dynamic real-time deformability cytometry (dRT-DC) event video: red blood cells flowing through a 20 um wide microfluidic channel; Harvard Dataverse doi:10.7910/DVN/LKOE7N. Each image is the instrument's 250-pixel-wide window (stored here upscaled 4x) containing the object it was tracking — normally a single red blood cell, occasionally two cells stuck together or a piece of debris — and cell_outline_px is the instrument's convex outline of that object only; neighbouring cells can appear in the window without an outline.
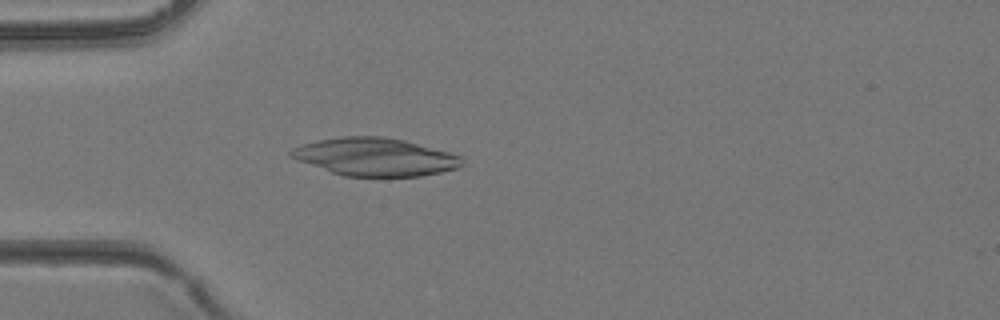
{"species": "common noctule bat (a hibernating species)", "species_latin": "Nyctalus noctula", "temperature_condition": "room temperature", "stored_images_in_passage": 39, "camera_frame_rate_fps": 3000, "um_per_image_px": 0.085, "animal": {"sex": "female", "body_mass_g": 24.6, "forearm_length_mm": 56.2}, "frame": {"image": 1, "passage_image": 11, "time_ms": 3.333, "image_size_px": [1000, 320], "cell_outline_px": [[464, 164], [456, 168], [440, 172], [420, 176], [344, 176], [332, 172], [288, 156], [288, 152], [292, 148], [316, 140], [340, 136], [384, 136], [404, 140], [448, 152], [460, 156]], "centroid_in_image_um": [31.86, 13.32], "position_along_channel_um": 53.1, "area_um2": 37.45}}
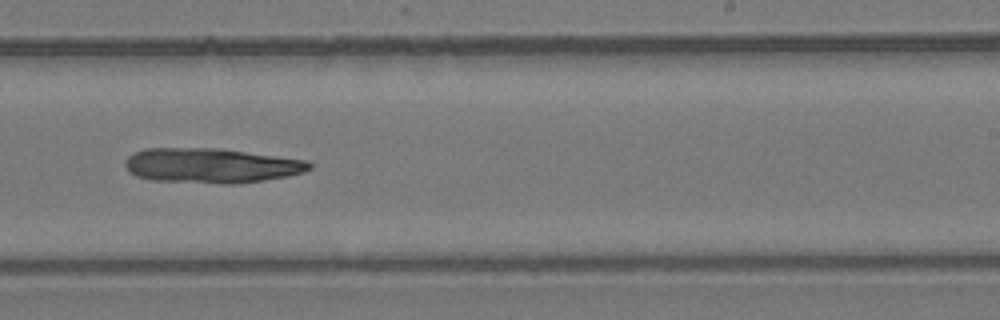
{"frame": {"image": 2, "passage_image": 24, "time_ms": 7.667, "image_size_px": [1000, 320], "cell_outline_px": [[312, 168], [304, 172], [288, 176], [264, 180], [232, 184], [220, 184], [152, 180], [136, 176], [128, 172], [124, 164], [124, 160], [132, 152], [144, 148], [216, 148], [308, 160], [312, 164]], "centroid_in_image_um": [17.92, 14.07], "position_along_channel_um": 271.1, "area_um2": 37.69}}
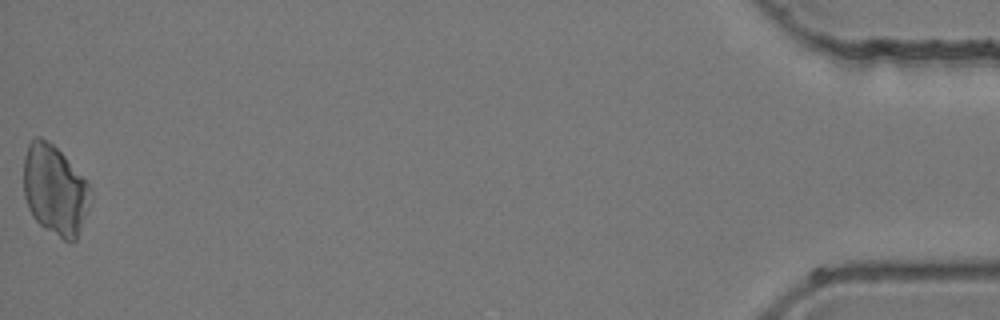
{"frame": {"image": 3, "passage_image": 39, "time_ms": 12.667, "image_size_px": [1000, 320], "cell_outline_px": [[88, 208], [76, 240], [72, 244], [68, 244], [44, 228], [32, 216], [28, 208], [24, 196], [24, 156], [28, 144], [36, 136], [40, 136], [52, 144], [64, 156], [88, 184]], "centroid_in_image_um": [4.62, 16.19], "position_along_channel_um": 430.6, "area_um2": 34.62}}